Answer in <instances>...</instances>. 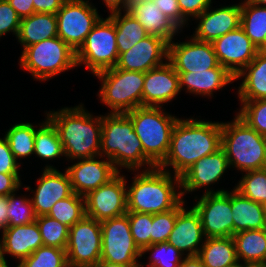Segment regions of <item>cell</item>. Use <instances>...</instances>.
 <instances>
[{
  "label": "cell",
  "mask_w": 266,
  "mask_h": 267,
  "mask_svg": "<svg viewBox=\"0 0 266 267\" xmlns=\"http://www.w3.org/2000/svg\"><path fill=\"white\" fill-rule=\"evenodd\" d=\"M177 120L171 134L170 148L159 168L181 176L195 162L221 148L222 121L183 116Z\"/></svg>",
  "instance_id": "obj_1"
},
{
  "label": "cell",
  "mask_w": 266,
  "mask_h": 267,
  "mask_svg": "<svg viewBox=\"0 0 266 267\" xmlns=\"http://www.w3.org/2000/svg\"><path fill=\"white\" fill-rule=\"evenodd\" d=\"M44 111L58 132L67 162L100 155L101 114L88 110L82 100L78 105Z\"/></svg>",
  "instance_id": "obj_2"
},
{
  "label": "cell",
  "mask_w": 266,
  "mask_h": 267,
  "mask_svg": "<svg viewBox=\"0 0 266 267\" xmlns=\"http://www.w3.org/2000/svg\"><path fill=\"white\" fill-rule=\"evenodd\" d=\"M126 185L127 212L162 213L183 200L180 177L159 167L127 171Z\"/></svg>",
  "instance_id": "obj_3"
},
{
  "label": "cell",
  "mask_w": 266,
  "mask_h": 267,
  "mask_svg": "<svg viewBox=\"0 0 266 267\" xmlns=\"http://www.w3.org/2000/svg\"><path fill=\"white\" fill-rule=\"evenodd\" d=\"M100 155L119 171L149 170L155 166L145 157L140 139L126 113H103Z\"/></svg>",
  "instance_id": "obj_4"
},
{
  "label": "cell",
  "mask_w": 266,
  "mask_h": 267,
  "mask_svg": "<svg viewBox=\"0 0 266 267\" xmlns=\"http://www.w3.org/2000/svg\"><path fill=\"white\" fill-rule=\"evenodd\" d=\"M233 119L222 121V144L230 170L240 174L266 168L264 136L233 111ZM238 174V175H237Z\"/></svg>",
  "instance_id": "obj_5"
},
{
  "label": "cell",
  "mask_w": 266,
  "mask_h": 267,
  "mask_svg": "<svg viewBox=\"0 0 266 267\" xmlns=\"http://www.w3.org/2000/svg\"><path fill=\"white\" fill-rule=\"evenodd\" d=\"M169 110L167 107L141 106L126 113L132 120L145 157L155 167L166 158L172 130L180 118Z\"/></svg>",
  "instance_id": "obj_6"
},
{
  "label": "cell",
  "mask_w": 266,
  "mask_h": 267,
  "mask_svg": "<svg viewBox=\"0 0 266 267\" xmlns=\"http://www.w3.org/2000/svg\"><path fill=\"white\" fill-rule=\"evenodd\" d=\"M19 70L40 83L76 69V52L58 36L27 46L18 57Z\"/></svg>",
  "instance_id": "obj_7"
},
{
  "label": "cell",
  "mask_w": 266,
  "mask_h": 267,
  "mask_svg": "<svg viewBox=\"0 0 266 267\" xmlns=\"http://www.w3.org/2000/svg\"><path fill=\"white\" fill-rule=\"evenodd\" d=\"M100 83L97 96L100 106L107 107L105 113H127L143 106L145 73L109 68L93 75Z\"/></svg>",
  "instance_id": "obj_8"
},
{
  "label": "cell",
  "mask_w": 266,
  "mask_h": 267,
  "mask_svg": "<svg viewBox=\"0 0 266 267\" xmlns=\"http://www.w3.org/2000/svg\"><path fill=\"white\" fill-rule=\"evenodd\" d=\"M118 56L114 21L109 16H102L76 51L77 68L85 67L92 77L115 67Z\"/></svg>",
  "instance_id": "obj_9"
},
{
  "label": "cell",
  "mask_w": 266,
  "mask_h": 267,
  "mask_svg": "<svg viewBox=\"0 0 266 267\" xmlns=\"http://www.w3.org/2000/svg\"><path fill=\"white\" fill-rule=\"evenodd\" d=\"M229 171L231 170L228 159L222 147L199 159L180 176L183 199L185 201L190 200L192 194L194 195L192 197H196L201 195L200 192L202 194L220 193L231 189L221 185L222 181L223 183L226 181V176L227 178L228 175L230 176Z\"/></svg>",
  "instance_id": "obj_10"
},
{
  "label": "cell",
  "mask_w": 266,
  "mask_h": 267,
  "mask_svg": "<svg viewBox=\"0 0 266 267\" xmlns=\"http://www.w3.org/2000/svg\"><path fill=\"white\" fill-rule=\"evenodd\" d=\"M96 4L91 0H67L56 13L58 37L75 52L104 16Z\"/></svg>",
  "instance_id": "obj_11"
},
{
  "label": "cell",
  "mask_w": 266,
  "mask_h": 267,
  "mask_svg": "<svg viewBox=\"0 0 266 267\" xmlns=\"http://www.w3.org/2000/svg\"><path fill=\"white\" fill-rule=\"evenodd\" d=\"M101 223V259L131 267H140L141 250L131 235L128 216L104 220Z\"/></svg>",
  "instance_id": "obj_12"
},
{
  "label": "cell",
  "mask_w": 266,
  "mask_h": 267,
  "mask_svg": "<svg viewBox=\"0 0 266 267\" xmlns=\"http://www.w3.org/2000/svg\"><path fill=\"white\" fill-rule=\"evenodd\" d=\"M192 199L190 204H193L200 215L206 238L233 236L231 189L220 193L201 194Z\"/></svg>",
  "instance_id": "obj_13"
},
{
  "label": "cell",
  "mask_w": 266,
  "mask_h": 267,
  "mask_svg": "<svg viewBox=\"0 0 266 267\" xmlns=\"http://www.w3.org/2000/svg\"><path fill=\"white\" fill-rule=\"evenodd\" d=\"M168 61L177 73L206 71L219 65L211 42L196 40L184 32L168 43Z\"/></svg>",
  "instance_id": "obj_14"
},
{
  "label": "cell",
  "mask_w": 266,
  "mask_h": 267,
  "mask_svg": "<svg viewBox=\"0 0 266 267\" xmlns=\"http://www.w3.org/2000/svg\"><path fill=\"white\" fill-rule=\"evenodd\" d=\"M101 223L86 215L69 229L68 264L91 267L101 259Z\"/></svg>",
  "instance_id": "obj_15"
},
{
  "label": "cell",
  "mask_w": 266,
  "mask_h": 267,
  "mask_svg": "<svg viewBox=\"0 0 266 267\" xmlns=\"http://www.w3.org/2000/svg\"><path fill=\"white\" fill-rule=\"evenodd\" d=\"M85 198V215L99 222L127 213L126 171L119 172L107 184L89 192Z\"/></svg>",
  "instance_id": "obj_16"
},
{
  "label": "cell",
  "mask_w": 266,
  "mask_h": 267,
  "mask_svg": "<svg viewBox=\"0 0 266 267\" xmlns=\"http://www.w3.org/2000/svg\"><path fill=\"white\" fill-rule=\"evenodd\" d=\"M215 1L207 8L203 13L196 17L190 23L192 26V32L190 34L194 39L202 42H213L215 39L234 31L240 27L241 24V0H237L236 3L230 1H223V4ZM238 2V3H237ZM227 4V5H226ZM196 23V24H195Z\"/></svg>",
  "instance_id": "obj_17"
},
{
  "label": "cell",
  "mask_w": 266,
  "mask_h": 267,
  "mask_svg": "<svg viewBox=\"0 0 266 267\" xmlns=\"http://www.w3.org/2000/svg\"><path fill=\"white\" fill-rule=\"evenodd\" d=\"M61 170L41 168L38 174L40 176L34 180V187L23 183L30 195L36 216L47 215L57 201L74 193L66 169Z\"/></svg>",
  "instance_id": "obj_18"
},
{
  "label": "cell",
  "mask_w": 266,
  "mask_h": 267,
  "mask_svg": "<svg viewBox=\"0 0 266 267\" xmlns=\"http://www.w3.org/2000/svg\"><path fill=\"white\" fill-rule=\"evenodd\" d=\"M66 164L68 165L62 166L70 177L73 192L81 196L107 184L119 173L113 163L101 155L69 161Z\"/></svg>",
  "instance_id": "obj_19"
},
{
  "label": "cell",
  "mask_w": 266,
  "mask_h": 267,
  "mask_svg": "<svg viewBox=\"0 0 266 267\" xmlns=\"http://www.w3.org/2000/svg\"><path fill=\"white\" fill-rule=\"evenodd\" d=\"M184 199L177 205V217L167 242L185 257L198 256L206 239L201 218L192 204Z\"/></svg>",
  "instance_id": "obj_20"
},
{
  "label": "cell",
  "mask_w": 266,
  "mask_h": 267,
  "mask_svg": "<svg viewBox=\"0 0 266 267\" xmlns=\"http://www.w3.org/2000/svg\"><path fill=\"white\" fill-rule=\"evenodd\" d=\"M179 75L167 60L164 64L145 73L143 106L168 107L181 99ZM179 96V97H178Z\"/></svg>",
  "instance_id": "obj_21"
},
{
  "label": "cell",
  "mask_w": 266,
  "mask_h": 267,
  "mask_svg": "<svg viewBox=\"0 0 266 267\" xmlns=\"http://www.w3.org/2000/svg\"><path fill=\"white\" fill-rule=\"evenodd\" d=\"M219 65L236 77L259 51L244 30L238 29L215 39L212 42Z\"/></svg>",
  "instance_id": "obj_22"
},
{
  "label": "cell",
  "mask_w": 266,
  "mask_h": 267,
  "mask_svg": "<svg viewBox=\"0 0 266 267\" xmlns=\"http://www.w3.org/2000/svg\"><path fill=\"white\" fill-rule=\"evenodd\" d=\"M181 93L187 96L206 98L204 101H212L218 92L228 90L226 87L232 86L230 90L235 92V77L221 65L206 71H194L189 73H177ZM232 84V85H231ZM216 94V95H214Z\"/></svg>",
  "instance_id": "obj_23"
},
{
  "label": "cell",
  "mask_w": 266,
  "mask_h": 267,
  "mask_svg": "<svg viewBox=\"0 0 266 267\" xmlns=\"http://www.w3.org/2000/svg\"><path fill=\"white\" fill-rule=\"evenodd\" d=\"M168 60V42L148 35L127 52L119 54L115 68L146 73Z\"/></svg>",
  "instance_id": "obj_24"
},
{
  "label": "cell",
  "mask_w": 266,
  "mask_h": 267,
  "mask_svg": "<svg viewBox=\"0 0 266 267\" xmlns=\"http://www.w3.org/2000/svg\"><path fill=\"white\" fill-rule=\"evenodd\" d=\"M43 245L36 221L8 227L0 233V258L8 261L12 259L18 264Z\"/></svg>",
  "instance_id": "obj_25"
},
{
  "label": "cell",
  "mask_w": 266,
  "mask_h": 267,
  "mask_svg": "<svg viewBox=\"0 0 266 267\" xmlns=\"http://www.w3.org/2000/svg\"><path fill=\"white\" fill-rule=\"evenodd\" d=\"M235 84L236 101L266 99V50L257 52L255 58L235 77Z\"/></svg>",
  "instance_id": "obj_26"
},
{
  "label": "cell",
  "mask_w": 266,
  "mask_h": 267,
  "mask_svg": "<svg viewBox=\"0 0 266 267\" xmlns=\"http://www.w3.org/2000/svg\"><path fill=\"white\" fill-rule=\"evenodd\" d=\"M126 11L144 27L148 35L161 37L168 43L182 32L151 0L129 3Z\"/></svg>",
  "instance_id": "obj_27"
},
{
  "label": "cell",
  "mask_w": 266,
  "mask_h": 267,
  "mask_svg": "<svg viewBox=\"0 0 266 267\" xmlns=\"http://www.w3.org/2000/svg\"><path fill=\"white\" fill-rule=\"evenodd\" d=\"M231 210L233 219V235L237 232L253 229H264L266 212L264 204L250 200L237 191L232 184Z\"/></svg>",
  "instance_id": "obj_28"
},
{
  "label": "cell",
  "mask_w": 266,
  "mask_h": 267,
  "mask_svg": "<svg viewBox=\"0 0 266 267\" xmlns=\"http://www.w3.org/2000/svg\"><path fill=\"white\" fill-rule=\"evenodd\" d=\"M43 113V117L45 118L41 119V121L39 120V123H36V121L32 123L30 120L23 121V118H21L22 121L20 120L17 122L16 120L15 123L14 120H12L13 125L11 123L7 130L4 129V133L0 132V135L3 134L8 141L10 150L22 167L25 166L23 165L25 164V160L32 164L30 160H33L36 130L47 119L45 111Z\"/></svg>",
  "instance_id": "obj_29"
},
{
  "label": "cell",
  "mask_w": 266,
  "mask_h": 267,
  "mask_svg": "<svg viewBox=\"0 0 266 267\" xmlns=\"http://www.w3.org/2000/svg\"><path fill=\"white\" fill-rule=\"evenodd\" d=\"M232 237L241 266L266 267L265 228L240 231Z\"/></svg>",
  "instance_id": "obj_30"
},
{
  "label": "cell",
  "mask_w": 266,
  "mask_h": 267,
  "mask_svg": "<svg viewBox=\"0 0 266 267\" xmlns=\"http://www.w3.org/2000/svg\"><path fill=\"white\" fill-rule=\"evenodd\" d=\"M36 158L37 162L39 159L44 162L42 169H58L54 162L60 160L67 163L58 132L48 118L36 130L33 154L35 162Z\"/></svg>",
  "instance_id": "obj_31"
},
{
  "label": "cell",
  "mask_w": 266,
  "mask_h": 267,
  "mask_svg": "<svg viewBox=\"0 0 266 267\" xmlns=\"http://www.w3.org/2000/svg\"><path fill=\"white\" fill-rule=\"evenodd\" d=\"M58 36L56 14L34 13L21 18L16 44L21 51L32 44Z\"/></svg>",
  "instance_id": "obj_32"
},
{
  "label": "cell",
  "mask_w": 266,
  "mask_h": 267,
  "mask_svg": "<svg viewBox=\"0 0 266 267\" xmlns=\"http://www.w3.org/2000/svg\"><path fill=\"white\" fill-rule=\"evenodd\" d=\"M198 257L204 267L241 265L237 258L233 237L206 238Z\"/></svg>",
  "instance_id": "obj_33"
},
{
  "label": "cell",
  "mask_w": 266,
  "mask_h": 267,
  "mask_svg": "<svg viewBox=\"0 0 266 267\" xmlns=\"http://www.w3.org/2000/svg\"><path fill=\"white\" fill-rule=\"evenodd\" d=\"M240 27L258 50H266V6L241 0Z\"/></svg>",
  "instance_id": "obj_34"
},
{
  "label": "cell",
  "mask_w": 266,
  "mask_h": 267,
  "mask_svg": "<svg viewBox=\"0 0 266 267\" xmlns=\"http://www.w3.org/2000/svg\"><path fill=\"white\" fill-rule=\"evenodd\" d=\"M116 27L118 54L127 52L148 36L144 27L126 10L108 14Z\"/></svg>",
  "instance_id": "obj_35"
},
{
  "label": "cell",
  "mask_w": 266,
  "mask_h": 267,
  "mask_svg": "<svg viewBox=\"0 0 266 267\" xmlns=\"http://www.w3.org/2000/svg\"><path fill=\"white\" fill-rule=\"evenodd\" d=\"M185 256L168 242L146 246L141 251L140 267H178ZM146 259V260H144ZM145 261H148L145 263Z\"/></svg>",
  "instance_id": "obj_36"
},
{
  "label": "cell",
  "mask_w": 266,
  "mask_h": 267,
  "mask_svg": "<svg viewBox=\"0 0 266 267\" xmlns=\"http://www.w3.org/2000/svg\"><path fill=\"white\" fill-rule=\"evenodd\" d=\"M22 191L24 194L21 193ZM27 192L28 190L22 185L8 196V227L27 225L36 220L37 216L34 212L30 195Z\"/></svg>",
  "instance_id": "obj_37"
},
{
  "label": "cell",
  "mask_w": 266,
  "mask_h": 267,
  "mask_svg": "<svg viewBox=\"0 0 266 267\" xmlns=\"http://www.w3.org/2000/svg\"><path fill=\"white\" fill-rule=\"evenodd\" d=\"M235 177L234 188L244 197L264 204L266 202V168L247 171ZM236 178H239L236 180Z\"/></svg>",
  "instance_id": "obj_38"
},
{
  "label": "cell",
  "mask_w": 266,
  "mask_h": 267,
  "mask_svg": "<svg viewBox=\"0 0 266 267\" xmlns=\"http://www.w3.org/2000/svg\"><path fill=\"white\" fill-rule=\"evenodd\" d=\"M47 215L72 227L85 216V198L74 192L71 196L57 201Z\"/></svg>",
  "instance_id": "obj_39"
},
{
  "label": "cell",
  "mask_w": 266,
  "mask_h": 267,
  "mask_svg": "<svg viewBox=\"0 0 266 267\" xmlns=\"http://www.w3.org/2000/svg\"><path fill=\"white\" fill-rule=\"evenodd\" d=\"M35 221L39 227L44 246L66 249L70 227L48 215L37 216Z\"/></svg>",
  "instance_id": "obj_40"
},
{
  "label": "cell",
  "mask_w": 266,
  "mask_h": 267,
  "mask_svg": "<svg viewBox=\"0 0 266 267\" xmlns=\"http://www.w3.org/2000/svg\"><path fill=\"white\" fill-rule=\"evenodd\" d=\"M67 265L65 249L44 245L18 263V267H66Z\"/></svg>",
  "instance_id": "obj_41"
},
{
  "label": "cell",
  "mask_w": 266,
  "mask_h": 267,
  "mask_svg": "<svg viewBox=\"0 0 266 267\" xmlns=\"http://www.w3.org/2000/svg\"><path fill=\"white\" fill-rule=\"evenodd\" d=\"M235 113L260 135L266 136V99L237 101Z\"/></svg>",
  "instance_id": "obj_42"
},
{
  "label": "cell",
  "mask_w": 266,
  "mask_h": 267,
  "mask_svg": "<svg viewBox=\"0 0 266 267\" xmlns=\"http://www.w3.org/2000/svg\"><path fill=\"white\" fill-rule=\"evenodd\" d=\"M126 215L134 242L142 251L146 246L151 245L153 214L127 212Z\"/></svg>",
  "instance_id": "obj_43"
},
{
  "label": "cell",
  "mask_w": 266,
  "mask_h": 267,
  "mask_svg": "<svg viewBox=\"0 0 266 267\" xmlns=\"http://www.w3.org/2000/svg\"><path fill=\"white\" fill-rule=\"evenodd\" d=\"M177 217V206L166 212L153 214L151 245L167 242Z\"/></svg>",
  "instance_id": "obj_44"
},
{
  "label": "cell",
  "mask_w": 266,
  "mask_h": 267,
  "mask_svg": "<svg viewBox=\"0 0 266 267\" xmlns=\"http://www.w3.org/2000/svg\"><path fill=\"white\" fill-rule=\"evenodd\" d=\"M20 17L11 7L7 0H0V41L11 35L16 40L19 28Z\"/></svg>",
  "instance_id": "obj_45"
},
{
  "label": "cell",
  "mask_w": 266,
  "mask_h": 267,
  "mask_svg": "<svg viewBox=\"0 0 266 267\" xmlns=\"http://www.w3.org/2000/svg\"><path fill=\"white\" fill-rule=\"evenodd\" d=\"M166 18L171 20L182 32L190 31V23L182 16L178 0H151ZM186 29V30H185Z\"/></svg>",
  "instance_id": "obj_46"
},
{
  "label": "cell",
  "mask_w": 266,
  "mask_h": 267,
  "mask_svg": "<svg viewBox=\"0 0 266 267\" xmlns=\"http://www.w3.org/2000/svg\"><path fill=\"white\" fill-rule=\"evenodd\" d=\"M22 168L25 169L14 157L8 141L2 134L0 137V173L22 174L24 172Z\"/></svg>",
  "instance_id": "obj_47"
},
{
  "label": "cell",
  "mask_w": 266,
  "mask_h": 267,
  "mask_svg": "<svg viewBox=\"0 0 266 267\" xmlns=\"http://www.w3.org/2000/svg\"><path fill=\"white\" fill-rule=\"evenodd\" d=\"M215 0H178L182 16L191 23L214 4Z\"/></svg>",
  "instance_id": "obj_48"
},
{
  "label": "cell",
  "mask_w": 266,
  "mask_h": 267,
  "mask_svg": "<svg viewBox=\"0 0 266 267\" xmlns=\"http://www.w3.org/2000/svg\"><path fill=\"white\" fill-rule=\"evenodd\" d=\"M22 177L24 174L0 173V196H9L21 187L25 180Z\"/></svg>",
  "instance_id": "obj_49"
},
{
  "label": "cell",
  "mask_w": 266,
  "mask_h": 267,
  "mask_svg": "<svg viewBox=\"0 0 266 267\" xmlns=\"http://www.w3.org/2000/svg\"><path fill=\"white\" fill-rule=\"evenodd\" d=\"M67 0H33L36 13L56 14Z\"/></svg>",
  "instance_id": "obj_50"
},
{
  "label": "cell",
  "mask_w": 266,
  "mask_h": 267,
  "mask_svg": "<svg viewBox=\"0 0 266 267\" xmlns=\"http://www.w3.org/2000/svg\"><path fill=\"white\" fill-rule=\"evenodd\" d=\"M11 7L21 18L28 17L35 13L33 0H7Z\"/></svg>",
  "instance_id": "obj_51"
},
{
  "label": "cell",
  "mask_w": 266,
  "mask_h": 267,
  "mask_svg": "<svg viewBox=\"0 0 266 267\" xmlns=\"http://www.w3.org/2000/svg\"><path fill=\"white\" fill-rule=\"evenodd\" d=\"M92 1V0H91ZM101 5L107 9L104 12H107V15L113 12L125 11L127 10L129 0H99ZM102 2V3H101Z\"/></svg>",
  "instance_id": "obj_52"
},
{
  "label": "cell",
  "mask_w": 266,
  "mask_h": 267,
  "mask_svg": "<svg viewBox=\"0 0 266 267\" xmlns=\"http://www.w3.org/2000/svg\"><path fill=\"white\" fill-rule=\"evenodd\" d=\"M8 196H0V233L8 228Z\"/></svg>",
  "instance_id": "obj_53"
},
{
  "label": "cell",
  "mask_w": 266,
  "mask_h": 267,
  "mask_svg": "<svg viewBox=\"0 0 266 267\" xmlns=\"http://www.w3.org/2000/svg\"><path fill=\"white\" fill-rule=\"evenodd\" d=\"M178 267H204L202 260L198 256L184 257Z\"/></svg>",
  "instance_id": "obj_54"
},
{
  "label": "cell",
  "mask_w": 266,
  "mask_h": 267,
  "mask_svg": "<svg viewBox=\"0 0 266 267\" xmlns=\"http://www.w3.org/2000/svg\"><path fill=\"white\" fill-rule=\"evenodd\" d=\"M91 267H131V266H126V265L119 264V263H112V262L104 261L100 259L95 265Z\"/></svg>",
  "instance_id": "obj_55"
},
{
  "label": "cell",
  "mask_w": 266,
  "mask_h": 267,
  "mask_svg": "<svg viewBox=\"0 0 266 267\" xmlns=\"http://www.w3.org/2000/svg\"><path fill=\"white\" fill-rule=\"evenodd\" d=\"M12 264V265H10ZM15 265V266H13ZM0 267H18L17 263H14L13 261H11V263L8 260H4L2 258H0Z\"/></svg>",
  "instance_id": "obj_56"
},
{
  "label": "cell",
  "mask_w": 266,
  "mask_h": 267,
  "mask_svg": "<svg viewBox=\"0 0 266 267\" xmlns=\"http://www.w3.org/2000/svg\"><path fill=\"white\" fill-rule=\"evenodd\" d=\"M250 1L257 5L266 6V0H250Z\"/></svg>",
  "instance_id": "obj_57"
},
{
  "label": "cell",
  "mask_w": 266,
  "mask_h": 267,
  "mask_svg": "<svg viewBox=\"0 0 266 267\" xmlns=\"http://www.w3.org/2000/svg\"><path fill=\"white\" fill-rule=\"evenodd\" d=\"M66 267H84V266H74V265L68 264Z\"/></svg>",
  "instance_id": "obj_58"
},
{
  "label": "cell",
  "mask_w": 266,
  "mask_h": 267,
  "mask_svg": "<svg viewBox=\"0 0 266 267\" xmlns=\"http://www.w3.org/2000/svg\"><path fill=\"white\" fill-rule=\"evenodd\" d=\"M137 1H141V0H129V3H134V2H137Z\"/></svg>",
  "instance_id": "obj_59"
},
{
  "label": "cell",
  "mask_w": 266,
  "mask_h": 267,
  "mask_svg": "<svg viewBox=\"0 0 266 267\" xmlns=\"http://www.w3.org/2000/svg\"><path fill=\"white\" fill-rule=\"evenodd\" d=\"M265 153H266V136H264Z\"/></svg>",
  "instance_id": "obj_60"
},
{
  "label": "cell",
  "mask_w": 266,
  "mask_h": 267,
  "mask_svg": "<svg viewBox=\"0 0 266 267\" xmlns=\"http://www.w3.org/2000/svg\"><path fill=\"white\" fill-rule=\"evenodd\" d=\"M226 267H243L241 265H233V266H226Z\"/></svg>",
  "instance_id": "obj_61"
},
{
  "label": "cell",
  "mask_w": 266,
  "mask_h": 267,
  "mask_svg": "<svg viewBox=\"0 0 266 267\" xmlns=\"http://www.w3.org/2000/svg\"><path fill=\"white\" fill-rule=\"evenodd\" d=\"M264 210H265V212H266V202L264 203Z\"/></svg>",
  "instance_id": "obj_62"
}]
</instances>
